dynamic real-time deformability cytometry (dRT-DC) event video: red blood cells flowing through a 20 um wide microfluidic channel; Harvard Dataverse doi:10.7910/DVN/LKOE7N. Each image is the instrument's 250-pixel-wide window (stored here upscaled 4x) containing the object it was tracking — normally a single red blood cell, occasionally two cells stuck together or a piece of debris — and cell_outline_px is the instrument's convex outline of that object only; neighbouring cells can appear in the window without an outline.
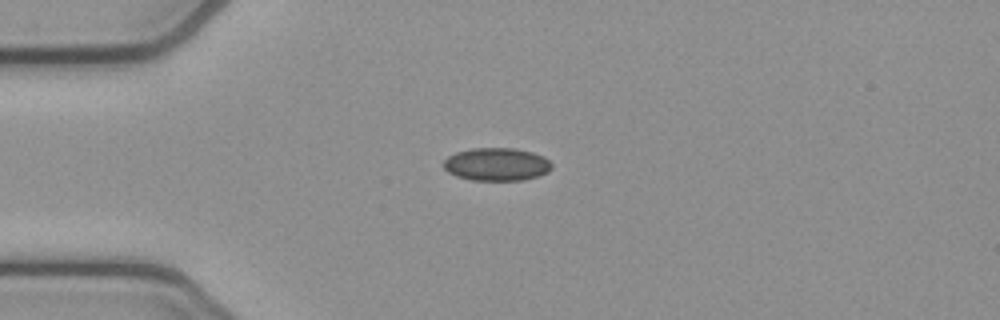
{"species": "common noctule bat (a hibernating species)", "species_latin": "Nyctalus noctula", "temperature_condition": "cold", "stored_images_in_passage": 41, "camera_frame_rate_fps": 3000, "um_per_image_px": 0.085, "animal": {"sex": "female", "body_mass_g": 21.9}, "frame": {"image": 1, "passage_image": 1, "time_ms": 0.0, "image_size_px": [1000, 320], "cell_outline_px": [[552, 168], [548, 172], [524, 180], [472, 180], [456, 176], [448, 172], [440, 164], [448, 156], [456, 152], [472, 148], [516, 148], [532, 152], [544, 156], [552, 164]], "centroid_in_image_um": [42.19, 13.96], "position_along_channel_um": 42.8, "area_um2": 20.92}}
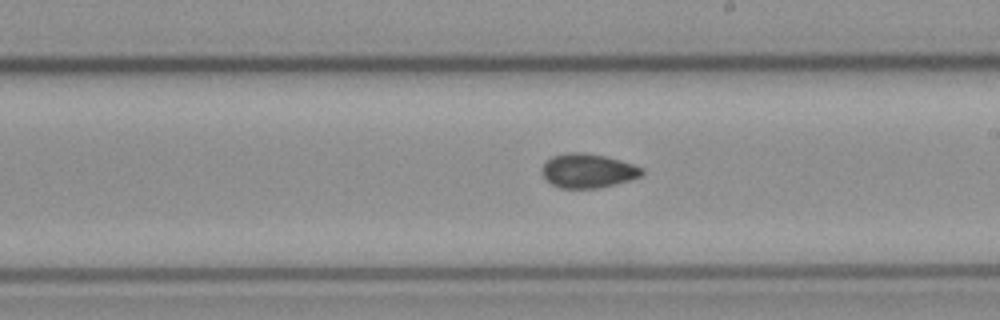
{"frame": {"image": 2, "passage_image": 18, "time_ms": 5.667, "image_size_px": [1000, 320], "cell_outline_px": [[644, 172], [640, 176], [616, 184], [600, 188], [560, 188], [552, 184], [540, 172], [544, 164], [552, 156], [568, 152], [584, 152], [604, 156], [620, 160], [644, 168]], "centroid_in_image_um": [49.97, 14.51], "position_along_channel_um": 239.0, "area_um2": 19.83}}
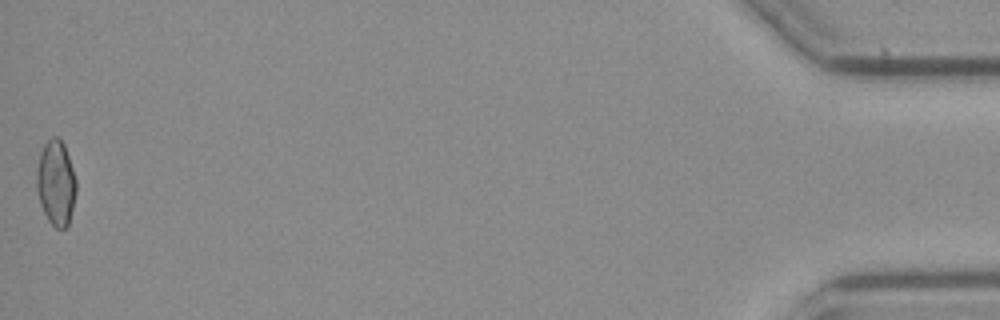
{"frame": {"image": 3, "passage_image": 41, "time_ms": 13.333, "image_size_px": [1000, 320], "cell_outline_px": [[76, 192], [68, 224], [64, 228], [56, 228], [48, 220], [40, 204], [36, 192], [36, 172], [40, 152], [44, 144], [52, 136], [56, 136], [64, 144], [76, 180]], "centroid_in_image_um": [4.73, 15.53], "position_along_channel_um": 430.5, "area_um2": 19.54}, "authors_computed_cell_mechanics": {"area_um2": 19.7676, "velocity_mm_per_s": 3.8326, "shape_relaxation_time_tau1_ms": null, "shape_relaxation_time_tau2_ms": 3.5478, "deformation_change_tau1": null, "deformation_change_tau2": 0.0557}}